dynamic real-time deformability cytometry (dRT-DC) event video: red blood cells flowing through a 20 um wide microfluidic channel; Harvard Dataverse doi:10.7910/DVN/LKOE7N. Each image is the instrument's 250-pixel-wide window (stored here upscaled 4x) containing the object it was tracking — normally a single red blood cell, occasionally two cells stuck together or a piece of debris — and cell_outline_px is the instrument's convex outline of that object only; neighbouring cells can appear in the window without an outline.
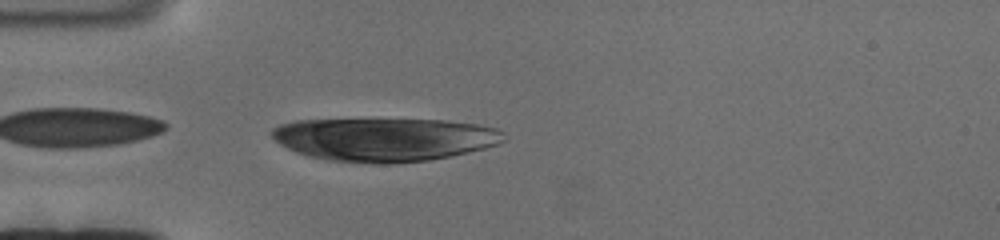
{"species": "human", "species_latin": "Homo sapiens", "temperature_condition": "cold", "stored_images_in_passage": 57, "camera_frame_rate_fps": 3000, "um_per_image_px": 0.085, "donor": {"sex": "female"}, "frame": {"image": 1, "passage_image": 3, "time_ms": 0.667, "image_size_px": [1000, 240], "cell_outline_px": [[504, 140], [500, 144], [452, 156], [428, 160], [388, 164], [372, 164], [328, 160], [308, 156], [296, 152], [280, 144], [272, 136], [272, 128], [280, 124], [296, 120], [448, 120], [476, 124], [496, 128], [504, 132]], "centroid_in_image_um": [32.69, 11.86], "position_along_channel_um": 52.3, "area_um2": 58.61}}